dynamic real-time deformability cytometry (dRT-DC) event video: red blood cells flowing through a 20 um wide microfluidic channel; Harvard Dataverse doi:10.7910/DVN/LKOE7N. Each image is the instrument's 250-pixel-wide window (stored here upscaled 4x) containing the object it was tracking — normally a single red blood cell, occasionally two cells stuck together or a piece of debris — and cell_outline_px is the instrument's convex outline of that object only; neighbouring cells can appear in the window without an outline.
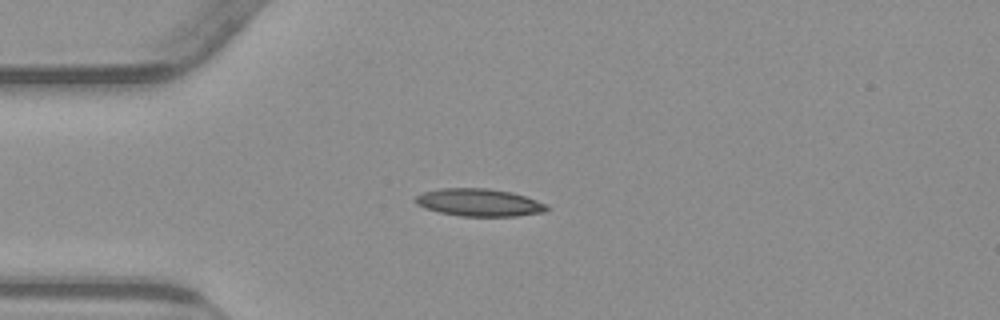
{"species": "common noctule bat (a hibernating species)", "species_latin": "Nyctalus noctula", "temperature_condition": "warm", "stored_images_in_passage": 41, "camera_frame_rate_fps": 3000, "um_per_image_px": 0.085, "animal": {"sex": "male", "body_mass_g": 23.1, "forearm_length_mm": 52.7}, "frame": {"image": 1, "passage_image": 1, "time_ms": 0.0, "image_size_px": [1000, 320], "cell_outline_px": [[548, 208], [544, 212], [516, 216], [460, 216], [440, 212], [424, 208], [416, 204], [412, 200], [416, 196], [424, 192], [440, 188], [488, 188], [512, 192], [548, 204]], "centroid_in_image_um": [40.7, 17.21], "position_along_channel_um": 44.3, "area_um2": 21.15}}
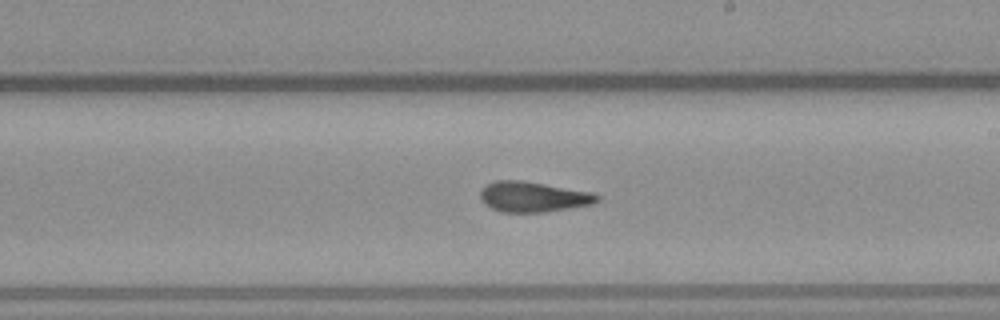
{"frame": {"image": 2, "passage_image": 18, "time_ms": 5.667, "image_size_px": [1000, 320], "cell_outline_px": [[600, 200], [592, 204], [544, 212], [504, 212], [492, 208], [484, 204], [480, 196], [480, 192], [488, 184], [496, 180], [520, 180], [592, 192], [600, 196]], "centroid_in_image_um": [45.33, 16.73], "position_along_channel_um": 243.7, "area_um2": 20.4}}
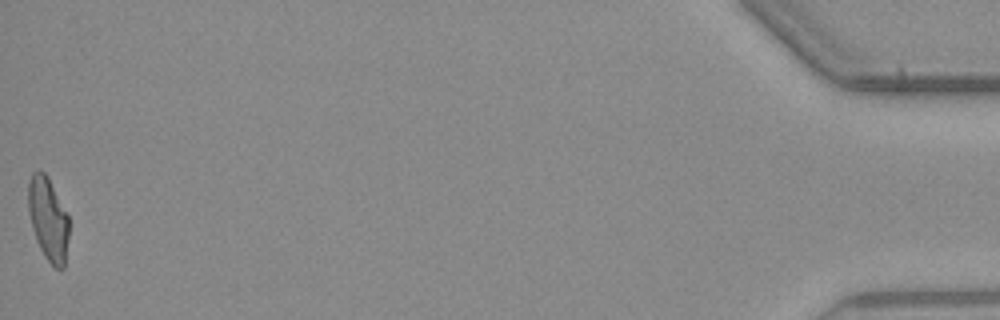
{"frame": {"image": 3, "passage_image": 41, "time_ms": 13.333, "image_size_px": [1000, 320], "cell_outline_px": [[68, 236], [64, 268], [56, 268], [44, 256], [36, 240], [32, 228], [28, 212], [28, 180], [32, 172], [44, 172], [48, 176], [68, 216]], "centroid_in_image_um": [4.07, 18.6], "position_along_channel_um": 431.1, "area_um2": 19.59}, "authors_computed_cell_mechanics": {"area_um2": 20.4034, "velocity_mm_per_s": 3.8405, "shape_relaxation_time_tau1_ms": 7.8171, "shape_relaxation_time_tau2_ms": 2.0726, "deformation_change_tau1": 0.2493, "deformation_change_tau2": 0.1126}}